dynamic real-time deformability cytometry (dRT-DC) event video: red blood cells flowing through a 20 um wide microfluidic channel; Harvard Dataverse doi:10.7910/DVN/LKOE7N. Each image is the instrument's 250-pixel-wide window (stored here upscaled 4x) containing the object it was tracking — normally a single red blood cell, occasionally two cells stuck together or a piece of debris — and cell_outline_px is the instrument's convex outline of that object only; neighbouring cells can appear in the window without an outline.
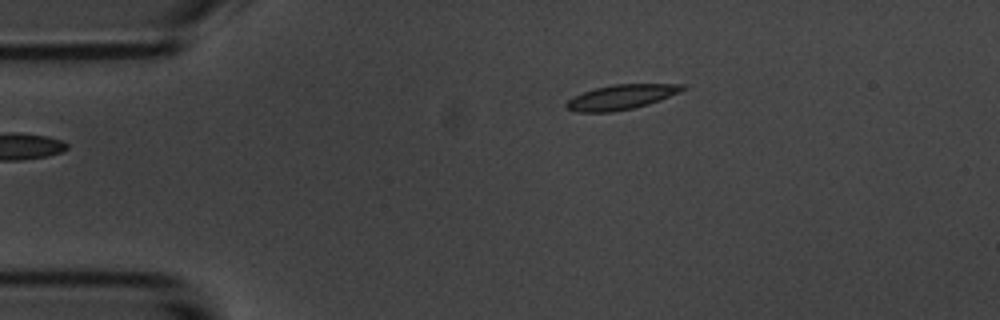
{"species": "common noctule bat (a hibernating species)", "species_latin": "Nyctalus noctula", "temperature_condition": "room temperature", "stored_images_in_passage": 2, "camera_frame_rate_fps": 3000, "um_per_image_px": 0.085, "animal": {"sex": "male", "body_mass_g": 20.1, "forearm_length_mm": 53.5}, "frame": {"image": 1, "passage_image": 2, "time_ms": 1.333, "image_size_px": [1000, 320], "cell_outline_px": [[688, 88], [680, 92], [660, 100], [648, 104], [632, 108], [612, 112], [576, 112], [564, 108], [564, 104], [572, 96], [596, 88], [612, 84], [684, 84]], "centroid_in_image_um": [52.78, 8.25], "position_along_channel_um": 32.2, "area_um2": 16.88}}